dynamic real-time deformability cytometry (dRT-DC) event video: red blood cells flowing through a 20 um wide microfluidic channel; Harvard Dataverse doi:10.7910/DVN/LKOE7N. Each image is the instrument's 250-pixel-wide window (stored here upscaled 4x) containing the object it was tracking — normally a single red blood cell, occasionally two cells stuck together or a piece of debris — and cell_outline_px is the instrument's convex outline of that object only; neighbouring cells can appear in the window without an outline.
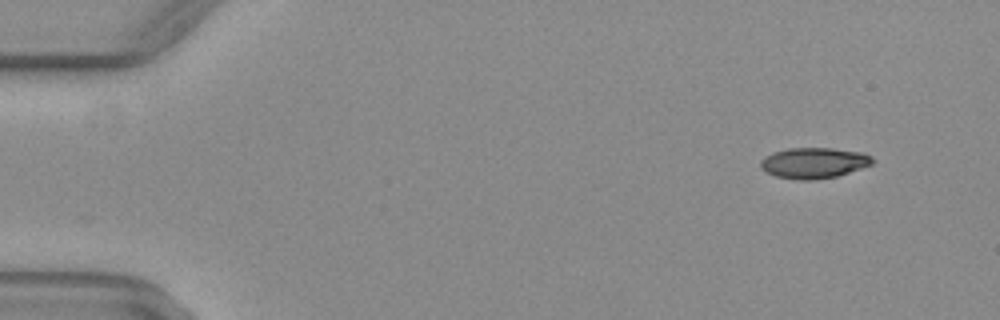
{"species": "common noctule bat (a hibernating species)", "species_latin": "Nyctalus noctula", "temperature_condition": "warm", "stored_images_in_passage": 48, "camera_frame_rate_fps": 3000, "um_per_image_px": 0.085, "animal": {"sex": "female", "body_mass_g": 29.2, "forearm_length_mm": 56.3}, "frame": {"image": 1, "passage_image": 1, "time_ms": 0.0, "image_size_px": [1000, 320], "cell_outline_px": [[876, 160], [872, 164], [836, 176], [816, 180], [796, 180], [776, 176], [768, 172], [760, 164], [760, 160], [764, 156], [772, 152], [788, 148], [832, 148], [864, 152], [872, 156]], "centroid_in_image_um": [69.2, 13.83], "position_along_channel_um": 15.8, "area_um2": 20.11}}
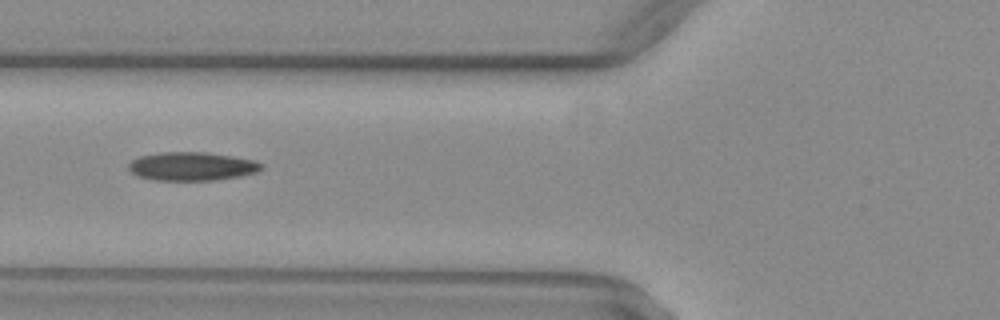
{"frame": {"image": 2, "passage_image": 17, "time_ms": 5.333, "image_size_px": [1000, 320], "cell_outline_px": [[264, 168], [256, 172], [240, 176], [216, 180], [156, 180], [136, 176], [128, 168], [128, 164], [132, 160], [140, 156], [164, 152], [208, 152], [256, 160], [264, 164]], "centroid_in_image_um": [16.34, 14.13], "position_along_channel_um": 109.5, "area_um2": 22.2}}
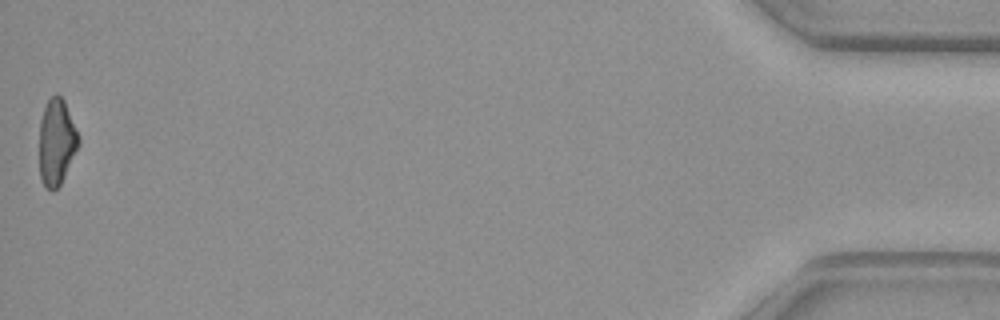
{"frame": {"image": 3, "passage_image": 48, "time_ms": 15.667, "image_size_px": [1000, 320], "cell_outline_px": [[80, 144], [60, 184], [52, 192], [44, 188], [40, 176], [40, 120], [44, 108], [48, 100], [56, 92], [64, 100], [80, 136]], "centroid_in_image_um": [4.82, 12.08], "position_along_channel_um": 430.4, "area_um2": 19.77}, "authors_computed_cell_mechanics": {"area_um2": 20.8947, "velocity_mm_per_s": 4.057, "shape_relaxation_time_tau1_ms": 10.1141, "shape_relaxation_time_tau2_ms": 5.3575, "deformation_change_tau1": 0.2352, "deformation_change_tau2": 0.1364}}